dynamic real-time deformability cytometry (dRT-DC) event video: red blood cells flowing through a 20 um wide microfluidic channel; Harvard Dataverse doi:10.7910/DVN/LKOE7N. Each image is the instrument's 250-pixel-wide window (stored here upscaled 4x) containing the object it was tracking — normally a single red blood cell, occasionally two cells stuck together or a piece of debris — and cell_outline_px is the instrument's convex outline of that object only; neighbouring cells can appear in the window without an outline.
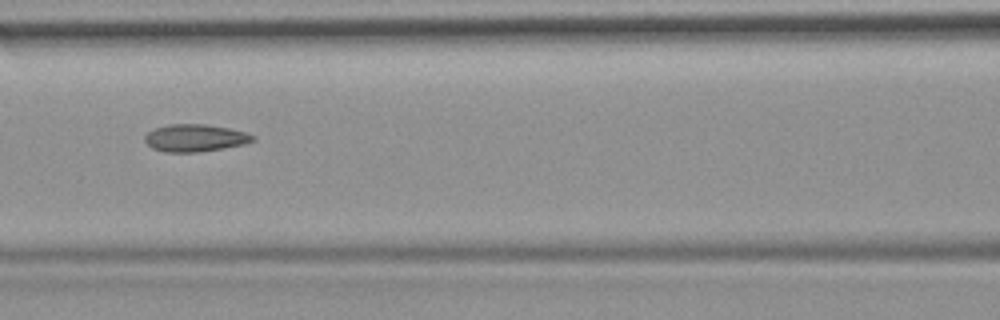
{"species": "common noctule bat (a hibernating species)", "species_latin": "Nyctalus noctula", "temperature_condition": "room temperature", "stored_images_in_passage": 43, "camera_frame_rate_fps": 3000, "um_per_image_px": 0.085, "animal": {"sex": "female", "body_mass_g": 19.9}, "frame": {"image": 1, "passage_image": 13, "time_ms": 4.0, "image_size_px": [1000, 320], "cell_outline_px": [[256, 140], [244, 144], [224, 148], [200, 152], [164, 152], [152, 148], [144, 140], [144, 136], [148, 132], [156, 128], [168, 124], [204, 124], [228, 128], [244, 132], [256, 136]], "centroid_in_image_um": [16.58, 11.73], "position_along_channel_um": 150.0, "area_um2": 17.22}, "authors_computed_cell_mechanics": {"area_um2": 16.762, "velocity_mm_per_s": 3.7878, "shape_relaxation_time_tau1_ms": null, "shape_relaxation_time_tau2_ms": 3.0044, "deformation_change_tau1": null, "deformation_change_tau2": 0.1097}}